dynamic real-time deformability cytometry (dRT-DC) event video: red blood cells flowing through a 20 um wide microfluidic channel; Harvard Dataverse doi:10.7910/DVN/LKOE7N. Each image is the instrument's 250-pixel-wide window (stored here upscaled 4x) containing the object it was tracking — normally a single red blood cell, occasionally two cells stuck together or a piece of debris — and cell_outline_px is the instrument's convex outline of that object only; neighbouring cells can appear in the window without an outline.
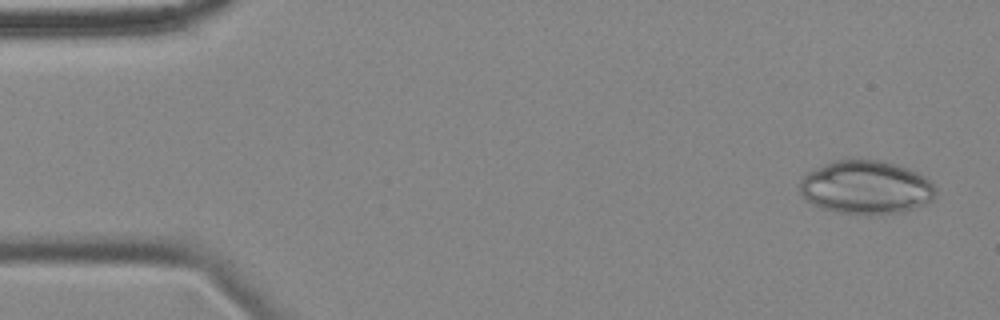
{"species": "common noctule bat (a hibernating species)", "species_latin": "Nyctalus noctula", "temperature_condition": "cold", "stored_images_in_passage": 56, "camera_frame_rate_fps": 3000, "um_per_image_px": 0.085, "animal": {"sex": "female", "body_mass_g": 18.4}, "frame": {"image": 1, "passage_image": 3, "time_ms": 0.667, "image_size_px": [1000, 320], "cell_outline_px": [[936, 196], [932, 200], [924, 204], [904, 212], [868, 216], [840, 212], [820, 208], [804, 200], [800, 192], [800, 180], [804, 172], [812, 168], [832, 160], [848, 156], [860, 156], [884, 160], [908, 168], [924, 176], [936, 188]], "centroid_in_image_um": [73.55, 15.88], "position_along_channel_um": 11.4, "area_um2": 44.1}}
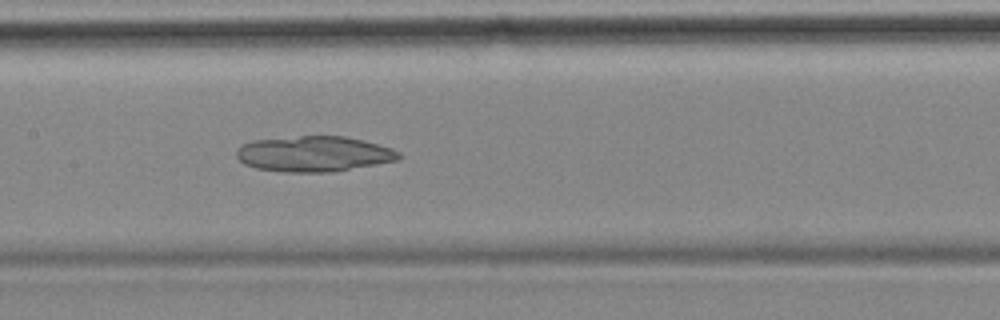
{"frame": {"image": 2, "passage_image": 27, "time_ms": 8.667, "image_size_px": [1000, 320], "cell_outline_px": [[404, 156], [400, 160], [332, 172], [284, 172], [256, 168], [244, 164], [236, 156], [236, 152], [244, 144], [252, 140], [300, 136], [344, 136], [364, 140], [392, 148], [400, 152]], "centroid_in_image_um": [26.74, 13.08], "position_along_channel_um": 180.7, "area_um2": 33.76}}
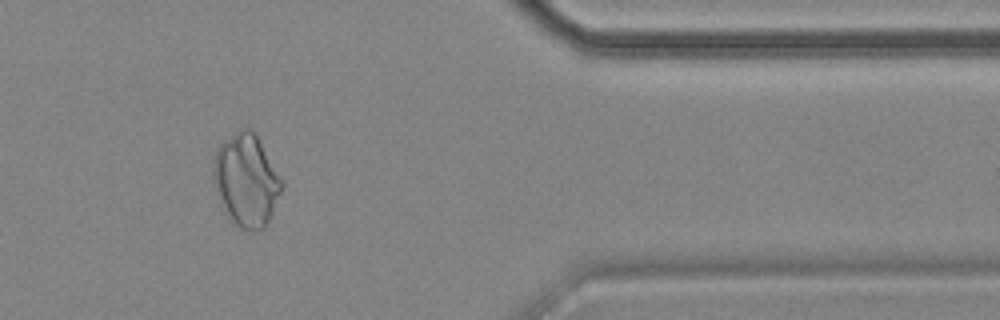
{"frame": {"image": 3, "passage_image": 47, "time_ms": 15.333, "image_size_px": [1000, 320], "cell_outline_px": [[284, 184], [272, 216], [264, 228], [240, 228], [232, 224], [224, 208], [216, 188], [212, 176], [212, 168], [216, 148], [224, 140], [240, 128], [252, 128], [256, 132], [284, 180]], "centroid_in_image_um": [20.96, 15.26], "position_along_channel_um": 390.4, "area_um2": 37.17}}